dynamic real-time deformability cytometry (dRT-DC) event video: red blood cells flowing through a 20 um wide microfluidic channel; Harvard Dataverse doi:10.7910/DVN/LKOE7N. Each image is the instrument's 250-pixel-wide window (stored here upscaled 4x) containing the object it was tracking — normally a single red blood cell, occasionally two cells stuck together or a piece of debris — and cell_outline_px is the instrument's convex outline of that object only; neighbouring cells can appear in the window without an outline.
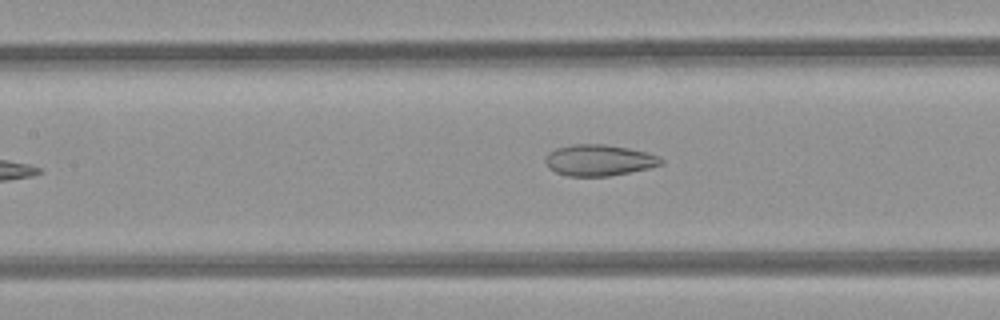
{"species": "common noctule bat (a hibernating species)", "species_latin": "Nyctalus noctula", "temperature_condition": "room temperature", "stored_images_in_passage": 5, "camera_frame_rate_fps": 3000, "um_per_image_px": 0.085, "animal": {"sex": "female", "body_mass_g": 21.9}, "frame": {"image": 1, "passage_image": 4, "time_ms": 1.0, "image_size_px": [1000, 320], "cell_outline_px": [[664, 164], [648, 168], [608, 176], [568, 176], [556, 172], [548, 168], [544, 160], [548, 152], [556, 148], [572, 144], [604, 144], [628, 148], [648, 152], [660, 156], [664, 160]], "centroid_in_image_um": [50.92, 13.61], "position_along_channel_um": 156.5, "area_um2": 21.15}}
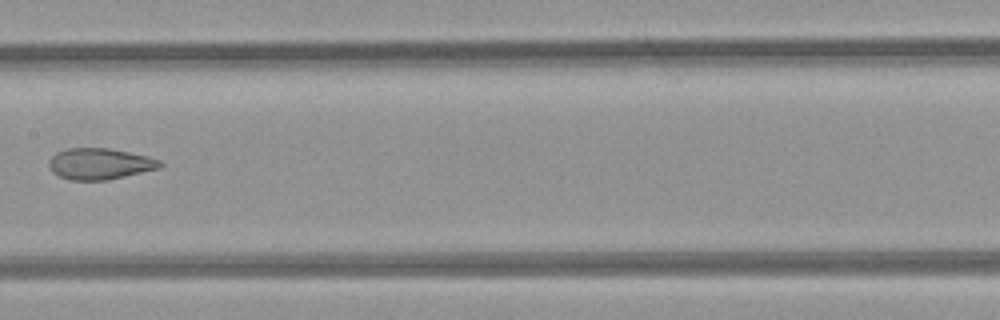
{"frame": {"image": 2, "passage_image": 5, "time_ms": 1.333, "image_size_px": [1000, 320], "cell_outline_px": [[164, 164], [160, 168], [108, 180], [68, 180], [52, 172], [48, 164], [48, 160], [56, 152], [68, 148], [108, 148], [148, 156], [160, 160]], "centroid_in_image_um": [8.47, 13.92], "position_along_channel_um": 198.9, "area_um2": 20.29}}